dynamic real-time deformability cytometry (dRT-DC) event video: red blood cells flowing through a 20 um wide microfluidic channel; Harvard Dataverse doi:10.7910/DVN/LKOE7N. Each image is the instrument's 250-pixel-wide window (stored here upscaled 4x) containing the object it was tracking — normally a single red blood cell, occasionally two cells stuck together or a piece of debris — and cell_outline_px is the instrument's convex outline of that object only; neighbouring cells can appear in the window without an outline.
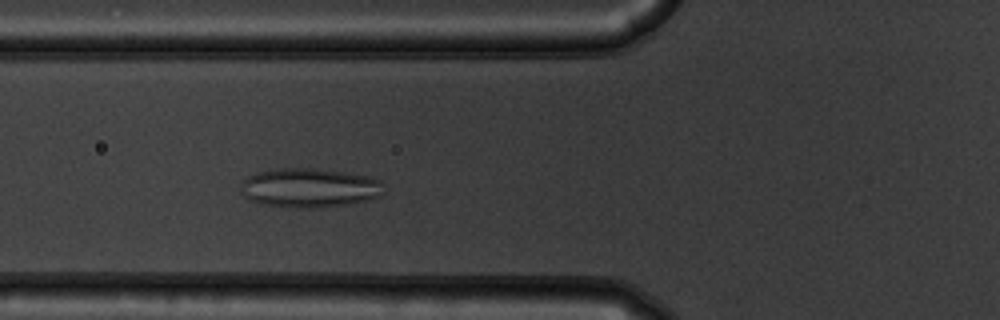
{"species": "common noctule bat (a hibernating species)", "species_latin": "Nyctalus noctula", "temperature_condition": "warm", "stored_images_in_passage": 49, "camera_frame_rate_fps": 3000, "um_per_image_px": 0.085, "animal": {"sex": "male", "body_mass_g": 19.5, "forearm_length_mm": 54.6}, "frame": {"image": 1, "passage_image": 15, "time_ms": 4.667, "image_size_px": [1000, 320], "cell_outline_px": [[380, 196], [368, 200], [348, 204], [320, 208], [288, 208], [260, 204], [248, 200], [244, 196], [240, 188], [240, 184], [248, 176], [256, 172], [280, 168], [312, 168], [344, 172], [368, 176], [380, 180]], "centroid_in_image_um": [26.23, 15.98], "position_along_channel_um": 99.6, "area_um2": 32.89}}
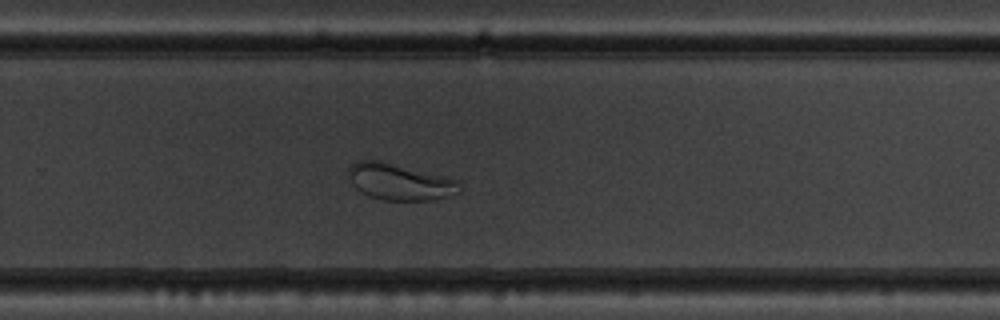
{"frame": {"image": 2, "passage_image": 31, "time_ms": 10.0, "image_size_px": [1000, 320], "cell_outline_px": [[460, 192], [436, 200], [380, 200], [368, 196], [360, 192], [352, 184], [348, 172], [348, 168], [352, 164], [360, 160], [380, 160], [448, 176], [456, 180], [460, 184]], "centroid_in_image_um": [33.99, 15.45], "position_along_channel_um": 295.8, "area_um2": 23.93}}
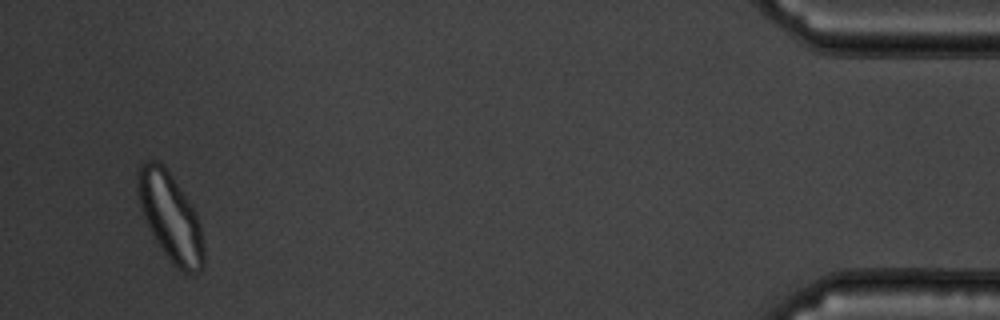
{"frame": {"image": 3, "passage_image": 47, "time_ms": 15.333, "image_size_px": [1000, 320], "cell_outline_px": [[204, 264], [200, 272], [184, 272], [176, 268], [172, 264], [160, 248], [140, 208], [136, 192], [136, 180], [140, 164], [148, 160], [156, 160], [172, 176], [196, 212], [200, 224], [204, 248]], "centroid_in_image_um": [14.48, 18.46], "position_along_channel_um": 420.7, "area_um2": 33.64}}